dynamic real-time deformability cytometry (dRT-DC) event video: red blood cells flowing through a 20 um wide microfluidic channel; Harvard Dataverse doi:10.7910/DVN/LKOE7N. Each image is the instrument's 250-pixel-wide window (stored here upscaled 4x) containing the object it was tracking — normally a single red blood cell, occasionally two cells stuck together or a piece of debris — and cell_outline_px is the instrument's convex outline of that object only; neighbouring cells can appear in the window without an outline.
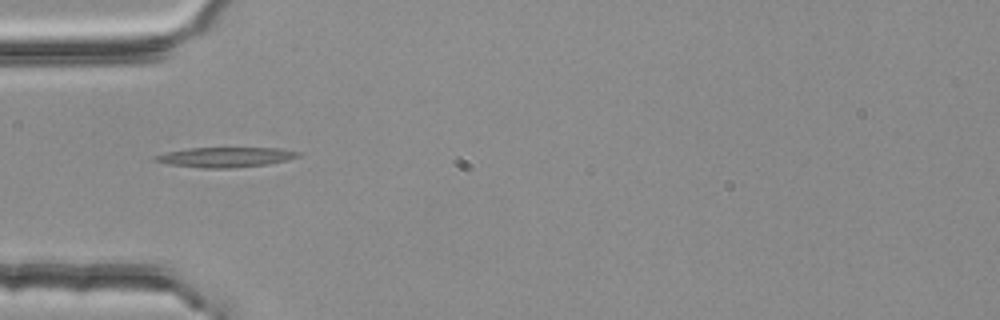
{"species": "common noctule bat (a hibernating species)", "species_latin": "Nyctalus noctula", "temperature_condition": "room temperature", "stored_images_in_passage": 1, "camera_frame_rate_fps": 3000, "um_per_image_px": 0.085, "animal": {"sex": "female", "body_mass_g": 25.1}, "frame": {"image": 1, "passage_image": 1, "time_ms": 0.0, "image_size_px": [1000, 320], "cell_outline_px": [[300, 156], [288, 160], [268, 164], [224, 168], [204, 168], [168, 164], [156, 160], [156, 156], [164, 152], [188, 148], [276, 148], [300, 152]], "centroid_in_image_um": [19.19, 13.35], "position_along_channel_um": 65.8, "area_um2": 16.36}}